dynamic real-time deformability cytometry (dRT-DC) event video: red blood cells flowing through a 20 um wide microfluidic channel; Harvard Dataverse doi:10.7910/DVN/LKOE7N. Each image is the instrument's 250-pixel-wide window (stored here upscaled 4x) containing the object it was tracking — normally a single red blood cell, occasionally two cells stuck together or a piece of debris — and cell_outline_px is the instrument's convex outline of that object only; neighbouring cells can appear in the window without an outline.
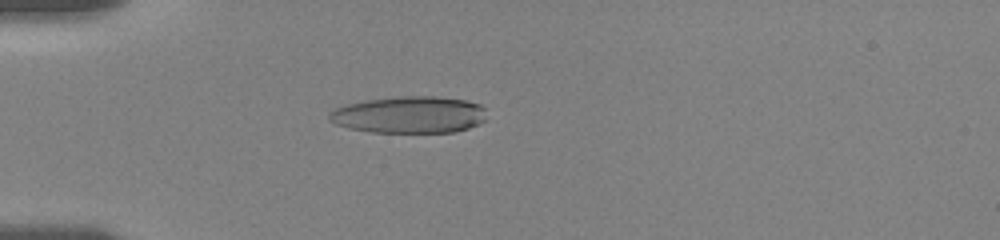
{"species": "human", "species_latin": "Homo sapiens", "temperature_condition": "room temperature", "stored_images_in_passage": 57, "camera_frame_rate_fps": 3000, "um_per_image_px": 0.085, "donor": {"sex": "female"}, "frame": {"image": 1, "passage_image": 17, "time_ms": 5.0, "image_size_px": [1000, 240], "cell_outline_px": [[484, 120], [480, 124], [456, 132], [372, 132], [348, 128], [336, 124], [328, 120], [328, 112], [332, 108], [344, 104], [364, 100], [400, 96], [436, 96], [468, 100], [480, 104], [484, 108]], "centroid_in_image_um": [34.75, 9.74], "position_along_channel_um": 50.3, "area_um2": 34.22}}
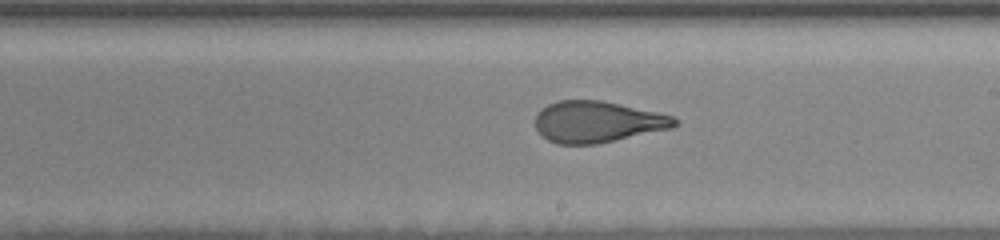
{"frame": {"image": 2, "passage_image": 34, "time_ms": 10.667, "image_size_px": [1000, 240], "cell_outline_px": [[680, 124], [672, 128], [596, 144], [556, 144], [548, 140], [536, 128], [536, 116], [540, 108], [548, 104], [560, 100], [600, 100], [656, 112], [672, 116], [680, 120]], "centroid_in_image_um": [50.78, 10.35], "position_along_channel_um": 238.2, "area_um2": 33.41}}
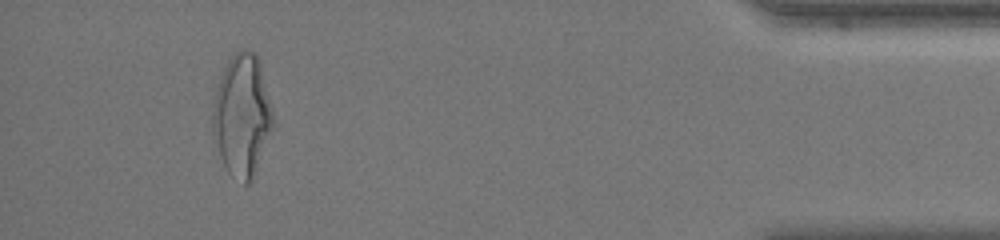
{"frame": {"image": 3, "passage_image": 52, "time_ms": 17.0, "image_size_px": [1000, 240], "cell_outline_px": [[276, 128], [248, 184], [244, 184], [228, 172], [224, 164], [212, 132], [212, 112], [216, 88], [220, 76], [228, 60], [240, 48], [244, 48], [256, 52], [260, 60]], "centroid_in_image_um": [20.6, 9.76], "position_along_channel_um": 414.6, "area_um2": 43.06}, "authors_computed_cell_mechanics": {"area_um2": 35.0846, "velocity_mm_per_s": 3.6343, "shape_relaxation_time_tau1_ms": 7.4668, "shape_relaxation_time_tau2_ms": 1.4411, "deformation_change_tau1": 0.2423, "deformation_change_tau2": 0.0963}}